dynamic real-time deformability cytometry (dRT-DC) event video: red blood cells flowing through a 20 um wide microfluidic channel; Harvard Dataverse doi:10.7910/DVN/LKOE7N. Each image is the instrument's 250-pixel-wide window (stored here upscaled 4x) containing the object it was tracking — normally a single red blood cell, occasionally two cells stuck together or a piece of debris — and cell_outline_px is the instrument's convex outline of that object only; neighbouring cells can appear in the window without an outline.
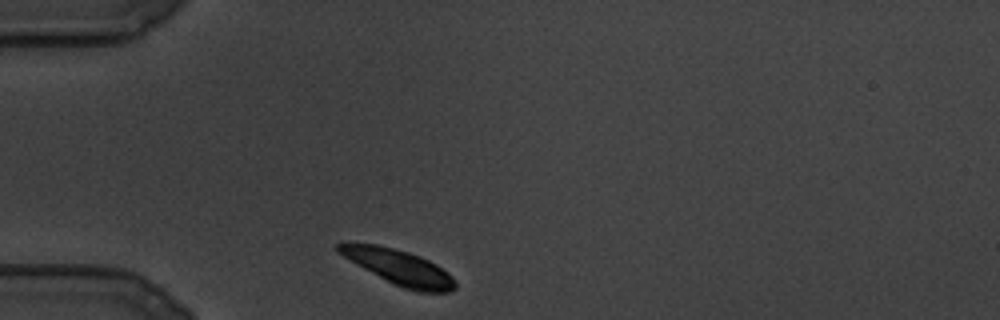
{"species": "common noctule bat (a hibernating species)", "species_latin": "Nyctalus noctula", "temperature_condition": "cold", "stored_images_in_passage": 56, "camera_frame_rate_fps": 3000, "um_per_image_px": 0.085, "animal": {"sex": "male", "body_mass_g": 19.5, "forearm_length_mm": 54.6}, "frame": {"image": 1, "passage_image": 1, "time_ms": 0.0, "image_size_px": [1000, 320], "cell_outline_px": [[456, 288], [448, 292], [416, 292], [404, 288], [356, 264], [336, 252], [336, 244], [348, 240], [376, 244], [408, 252], [420, 256], [436, 264], [448, 272], [456, 280]], "centroid_in_image_um": [33.87, 22.67], "position_along_channel_um": 51.1, "area_um2": 23.87}}
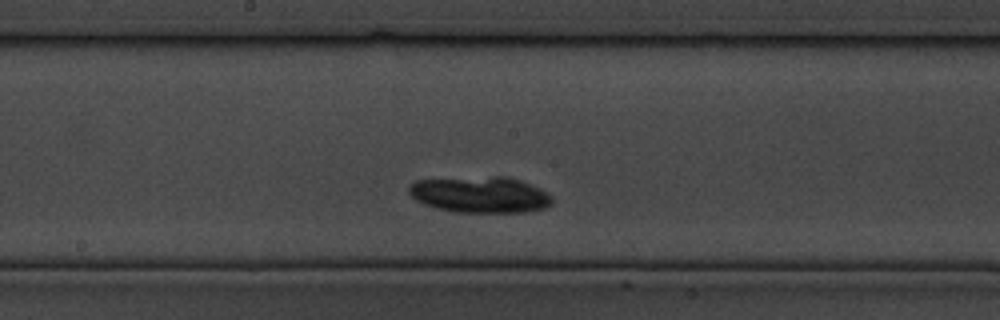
{"frame": {"image": 2, "passage_image": 32, "time_ms": 10.333, "image_size_px": [1000, 320], "cell_outline_px": [[552, 204], [544, 208], [524, 212], [456, 212], [436, 208], [424, 204], [416, 200], [408, 192], [408, 188], [416, 180], [496, 176], [508, 176], [520, 180], [544, 192], [552, 200]], "centroid_in_image_um": [40.77, 16.55], "position_along_channel_um": 207.4, "area_um2": 29.82}}
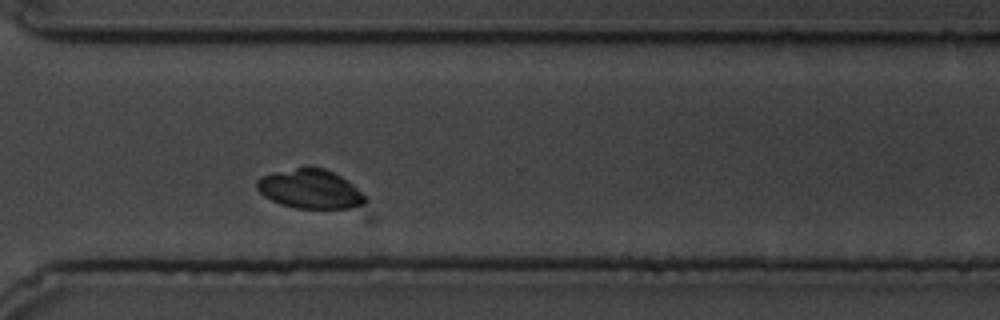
{"frame": {"image": 3, "passage_image": 56, "time_ms": 18.333, "image_size_px": [1000, 320], "cell_outline_px": [[368, 200], [364, 204], [352, 208], [296, 208], [280, 204], [264, 196], [256, 188], [256, 180], [260, 176], [272, 172], [304, 164], [312, 164], [324, 168], [348, 180], [368, 196]], "centroid_in_image_um": [26.37, 16.02], "position_along_channel_um": 344.2, "area_um2": 25.61}}